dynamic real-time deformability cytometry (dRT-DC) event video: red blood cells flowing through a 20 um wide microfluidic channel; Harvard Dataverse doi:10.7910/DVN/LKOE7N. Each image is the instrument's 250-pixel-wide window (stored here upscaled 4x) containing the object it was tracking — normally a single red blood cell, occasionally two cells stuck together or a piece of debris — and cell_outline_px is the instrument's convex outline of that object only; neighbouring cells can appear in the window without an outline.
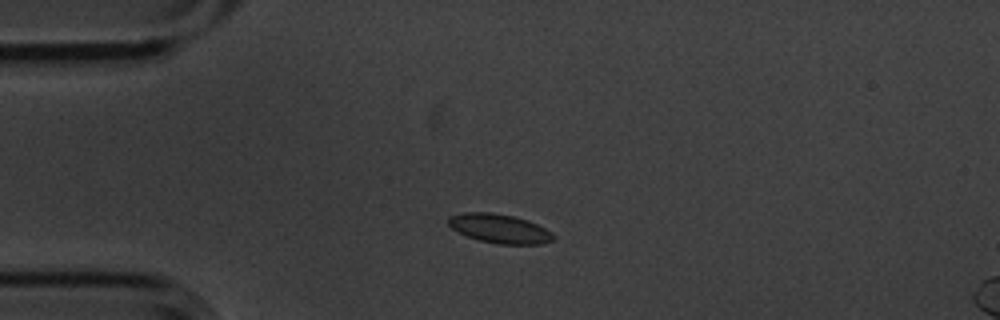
{"species": "common noctule bat (a hibernating species)", "species_latin": "Nyctalus noctula", "temperature_condition": "cold", "stored_images_in_passage": 4, "segment_of_instrument_passage": [1, 2], "camera_frame_rate_fps": 3000, "um_per_image_px": 0.085, "animal": {"sex": "male", "body_mass_g": 20.1, "forearm_length_mm": 53.5}, "frame": {"image": 1, "passage_image": 2, "time_ms": 0.333, "image_size_px": [1000, 320], "cell_outline_px": [[556, 236], [552, 240], [540, 244], [496, 244], [480, 240], [468, 236], [452, 228], [448, 224], [448, 216], [464, 212], [492, 212], [512, 216], [528, 220], [552, 232]], "centroid_in_image_um": [42.46, 19.42], "position_along_channel_um": 42.5, "area_um2": 17.69}}